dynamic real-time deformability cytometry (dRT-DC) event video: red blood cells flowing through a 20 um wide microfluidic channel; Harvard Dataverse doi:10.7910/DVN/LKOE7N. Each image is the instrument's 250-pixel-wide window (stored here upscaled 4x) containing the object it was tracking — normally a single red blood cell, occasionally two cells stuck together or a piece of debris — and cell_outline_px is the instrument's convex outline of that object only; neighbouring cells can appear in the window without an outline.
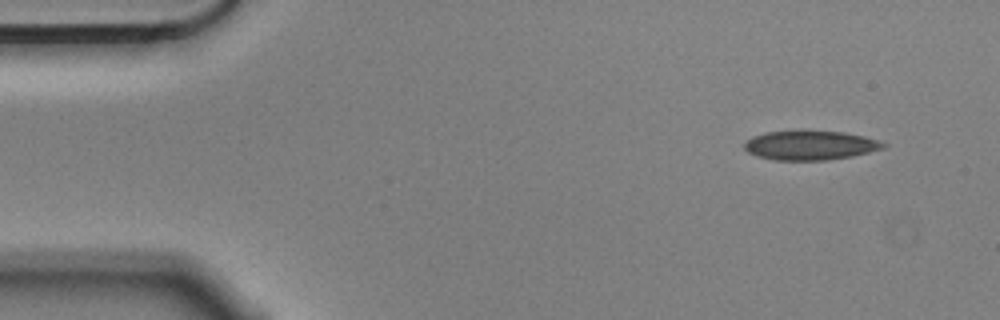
{"species": "Egyptian fruit bat (a non-hibernating species)", "species_latin": "Rousettus aegyptiacus", "temperature_condition": "cold", "stored_images_in_passage": 4, "camera_frame_rate_fps": 3000, "um_per_image_px": 0.085, "animal": {"sex": "male"}, "frame": {"image": 1, "passage_image": 1, "time_ms": 0.0, "image_size_px": [1000, 320], "cell_outline_px": [[888, 144], [884, 148], [852, 156], [828, 160], [776, 160], [756, 156], [748, 152], [744, 148], [744, 140], [752, 136], [768, 132], [844, 132], [864, 136], [880, 140]], "centroid_in_image_um": [68.87, 12.37], "position_along_channel_um": 16.1, "area_um2": 23.47}}
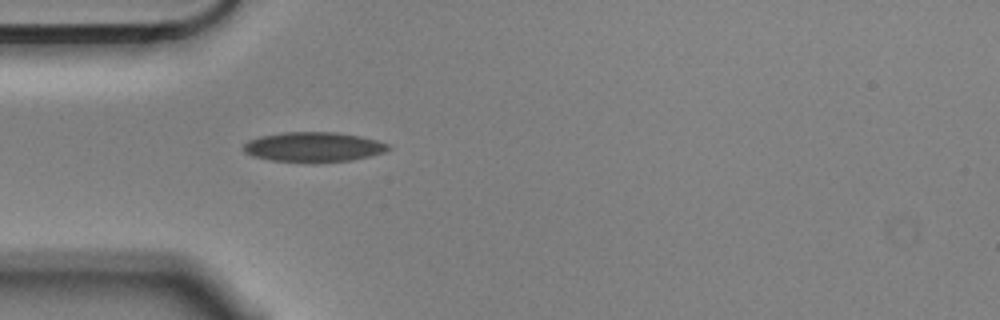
{"frame": {"image": 2, "passage_image": 4, "time_ms": 1.0, "image_size_px": [1000, 320], "cell_outline_px": [[392, 148], [384, 152], [352, 160], [272, 160], [252, 156], [244, 152], [240, 148], [248, 140], [260, 136], [284, 132], [336, 132], [360, 136], [376, 140], [388, 144]], "centroid_in_image_um": [26.62, 12.45], "position_along_channel_um": 58.4, "area_um2": 24.45}}